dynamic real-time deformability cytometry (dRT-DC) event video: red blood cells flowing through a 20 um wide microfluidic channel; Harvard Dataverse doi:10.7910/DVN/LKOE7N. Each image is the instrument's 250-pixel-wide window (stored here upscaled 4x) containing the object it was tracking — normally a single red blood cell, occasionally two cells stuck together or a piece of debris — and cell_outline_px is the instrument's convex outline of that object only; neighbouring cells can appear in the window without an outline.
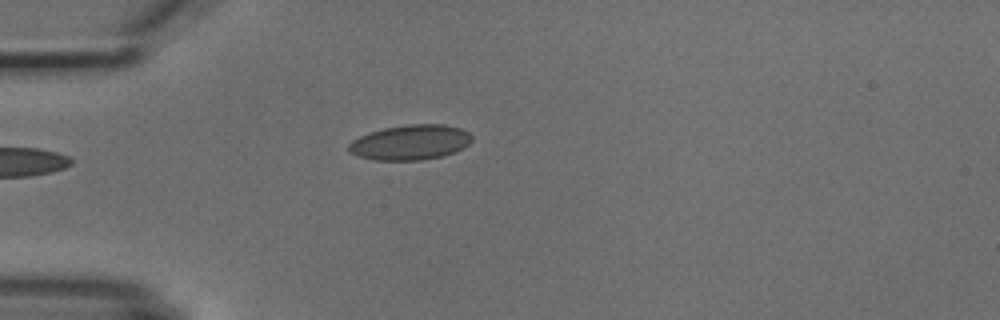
{"species": "common noctule bat (a hibernating species)", "species_latin": "Nyctalus noctula", "temperature_condition": "cold", "stored_images_in_passage": 3, "camera_frame_rate_fps": 3000, "um_per_image_px": 0.085, "animal": {"sex": "male", "body_mass_g": 18.8}, "frame": {"image": 1, "passage_image": 2, "time_ms": 1.333, "image_size_px": [1000, 320], "cell_outline_px": [[472, 140], [468, 144], [444, 156], [420, 160], [376, 160], [360, 156], [348, 152], [348, 144], [352, 140], [360, 136], [384, 128], [408, 124], [444, 124], [460, 128], [468, 132], [472, 136]], "centroid_in_image_um": [34.87, 12.1], "position_along_channel_um": 50.1, "area_um2": 24.97}}